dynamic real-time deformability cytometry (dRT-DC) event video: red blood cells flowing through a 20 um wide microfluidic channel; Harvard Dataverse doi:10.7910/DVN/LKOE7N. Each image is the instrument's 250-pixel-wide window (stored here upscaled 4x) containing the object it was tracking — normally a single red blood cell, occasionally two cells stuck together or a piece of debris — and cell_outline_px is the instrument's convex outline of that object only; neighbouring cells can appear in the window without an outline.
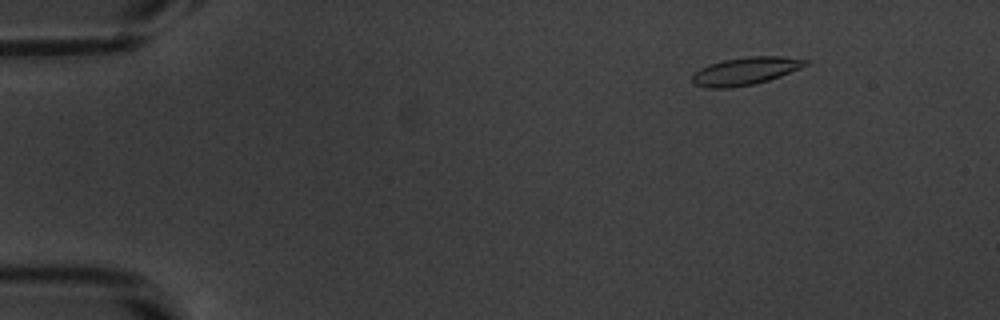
{"species": "common noctule bat (a hibernating species)", "species_latin": "Nyctalus noctula", "temperature_condition": "warm", "stored_images_in_passage": 49, "camera_frame_rate_fps": 3000, "um_per_image_px": 0.085, "animal": {"sex": "male", "body_mass_g": 20.1, "forearm_length_mm": 53.5}, "frame": {"image": 1, "passage_image": 2, "time_ms": 0.333, "image_size_px": [1000, 320], "cell_outline_px": [[808, 64], [800, 68], [780, 76], [768, 80], [752, 84], [732, 88], [704, 88], [696, 84], [692, 80], [692, 72], [708, 64], [724, 60], [748, 56], [780, 56], [808, 60]], "centroid_in_image_um": [63.31, 6.04], "position_along_channel_um": 21.7, "area_um2": 18.26}}
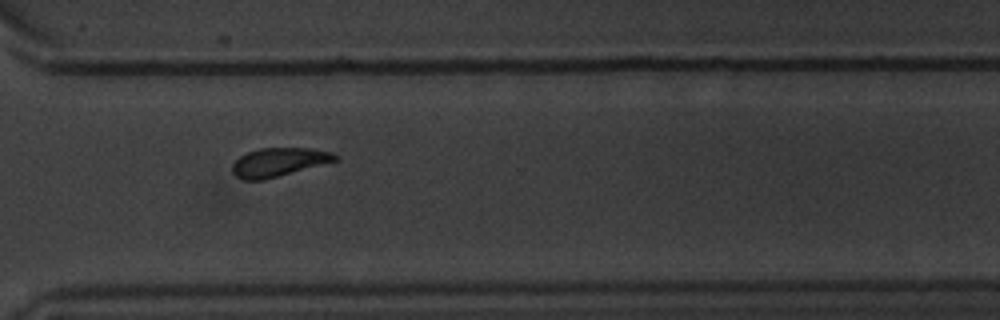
{"frame": {"image": 2, "passage_image": 35, "time_ms": 11.333, "image_size_px": [1000, 320], "cell_outline_px": [[340, 156], [336, 160], [264, 180], [240, 180], [232, 172], [232, 164], [240, 156], [248, 152], [260, 148], [312, 148], [332, 152]], "centroid_in_image_um": [23.66, 13.78], "position_along_channel_um": 346.9, "area_um2": 17.05}}
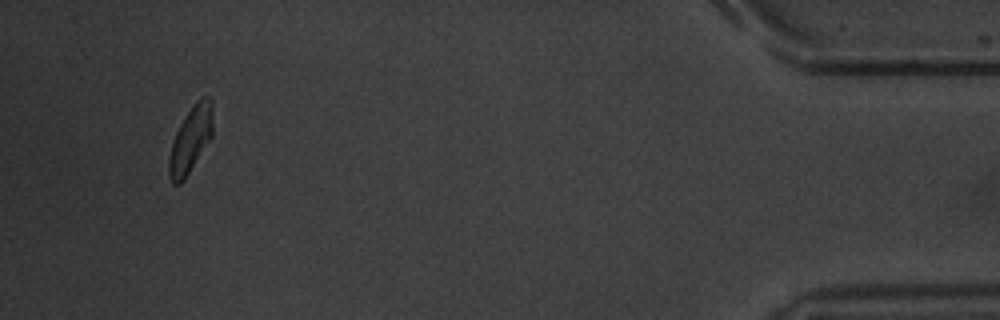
{"frame": {"image": 3, "passage_image": 46, "time_ms": 15.0, "image_size_px": [1000, 320], "cell_outline_px": [[212, 136], [184, 180], [180, 184], [172, 184], [168, 176], [168, 156], [176, 132], [184, 116], [192, 104], [200, 96], [208, 96], [212, 100]], "centroid_in_image_um": [16.19, 11.85], "position_along_channel_um": 419.0, "area_um2": 17.05}, "authors_computed_cell_mechanics": {"area_um2": 17.8024, "velocity_mm_per_s": 3.8123, "shape_relaxation_time_tau1_ms": 3.199, "shape_relaxation_time_tau2_ms": 1.8985, "deformation_change_tau1": 0.1164, "deformation_change_tau2": 0.0748}}